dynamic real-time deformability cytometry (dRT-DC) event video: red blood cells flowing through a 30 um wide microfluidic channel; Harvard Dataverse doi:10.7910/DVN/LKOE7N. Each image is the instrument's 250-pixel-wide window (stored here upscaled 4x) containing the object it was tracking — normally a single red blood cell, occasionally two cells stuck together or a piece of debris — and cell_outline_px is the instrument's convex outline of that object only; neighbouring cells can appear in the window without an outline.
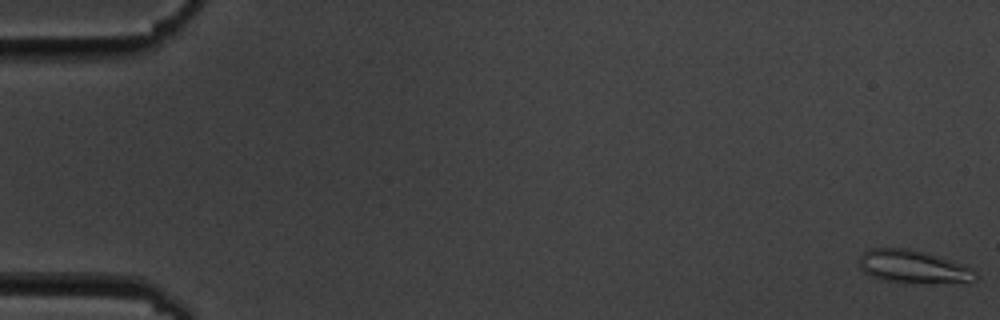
{"species": "common noctule bat (a hibernating species)", "species_latin": "Nyctalus noctula", "temperature_condition": "cold", "stored_images_in_passage": 8, "camera_frame_rate_fps": 3000, "um_per_image_px": 0.085, "animal": {"sex": "male", "body_mass_g": 19.5, "forearm_length_mm": 54.6}, "frame": {"image": 1, "passage_image": 1, "time_ms": 0.0, "image_size_px": [1000, 320], "cell_outline_px": [[976, 280], [932, 284], [928, 284], [880, 280], [868, 276], [860, 268], [860, 256], [868, 248], [908, 248], [928, 252], [972, 268], [976, 272]], "centroid_in_image_um": [77.6, 22.67], "position_along_channel_um": 7.4, "area_um2": 22.66}}
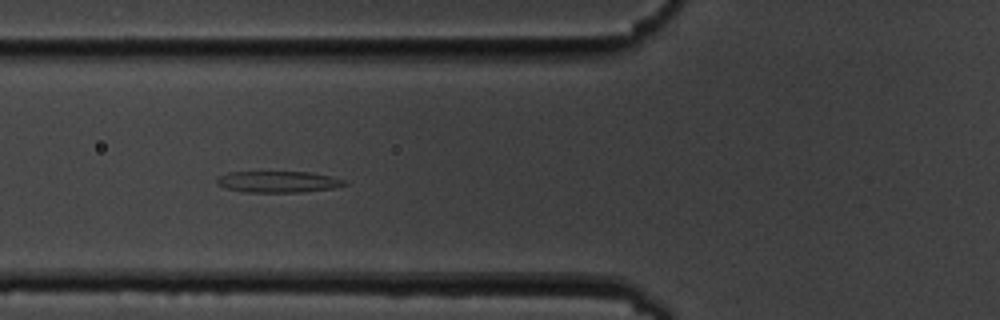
{"frame": {"image": 2, "passage_image": 7, "time_ms": 7.0, "image_size_px": [1000, 320], "cell_outline_px": [[348, 184], [332, 188], [300, 192], [244, 192], [224, 188], [216, 184], [216, 180], [220, 176], [228, 172], [312, 172], [348, 180]], "centroid_in_image_um": [23.65, 15.45], "position_along_channel_um": 102.2, "area_um2": 15.95}}
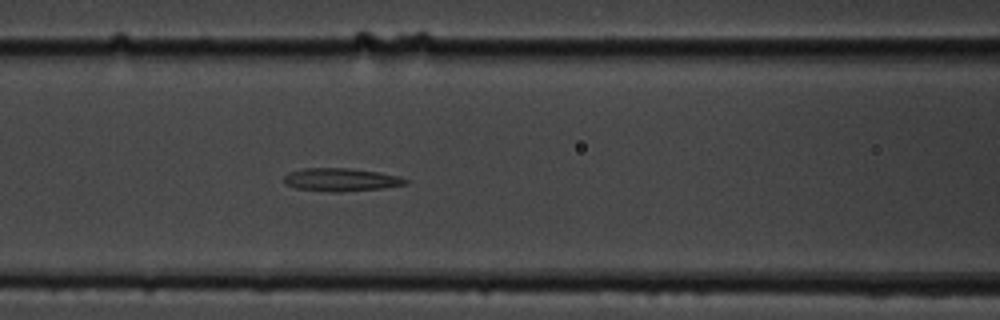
{"frame": {"image": 3, "passage_image": 8, "time_ms": 8.0, "image_size_px": [1000, 320], "cell_outline_px": [[408, 184], [380, 188], [340, 192], [332, 192], [296, 188], [284, 184], [284, 176], [288, 172], [304, 168], [348, 168], [380, 172], [400, 176], [408, 180]], "centroid_in_image_um": [28.97, 15.27], "position_along_channel_um": 137.6, "area_um2": 16.36}}